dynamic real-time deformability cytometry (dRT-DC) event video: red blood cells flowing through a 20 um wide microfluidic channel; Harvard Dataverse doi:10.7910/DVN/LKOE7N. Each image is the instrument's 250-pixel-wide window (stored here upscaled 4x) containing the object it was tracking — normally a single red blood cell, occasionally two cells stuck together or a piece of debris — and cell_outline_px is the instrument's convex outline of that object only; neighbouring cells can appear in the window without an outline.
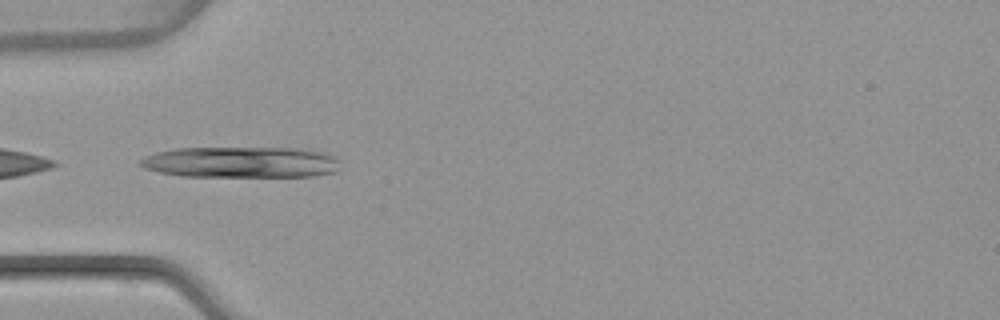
{"species": "common noctule bat (a hibernating species)", "species_latin": "Nyctalus noctula", "temperature_condition": "warm", "stored_images_in_passage": 28, "camera_frame_rate_fps": 3000, "um_per_image_px": 0.085, "animal": {"sex": "female", "body_mass_g": 22.7, "forearm_length_mm": 54.2}, "frame": {"image": 1, "passage_image": 1, "time_ms": 0.0, "image_size_px": [1000, 320], "cell_outline_px": [[340, 160], [336, 172], [316, 176], [180, 176], [160, 172], [144, 168], [140, 164], [140, 160], [144, 156], [156, 152], [176, 148], [296, 148], [336, 156]], "centroid_in_image_um": [20.47, 13.79], "position_along_channel_um": 64.5, "area_um2": 36.07}}
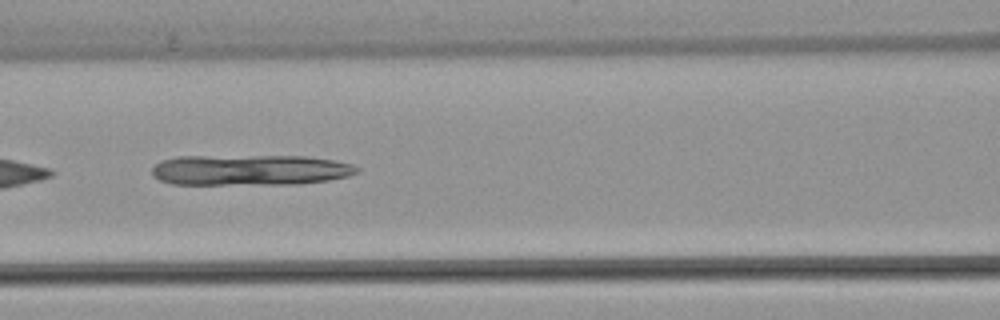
{"frame": {"image": 2, "passage_image": 7, "time_ms": 2.0, "image_size_px": [1000, 320], "cell_outline_px": [[360, 168], [356, 172], [348, 176], [328, 180], [296, 184], [172, 184], [160, 180], [152, 176], [152, 168], [160, 160], [176, 156], [308, 156], [336, 160], [352, 164]], "centroid_in_image_um": [21.24, 14.44], "position_along_channel_um": 145.4, "area_um2": 36.88}}
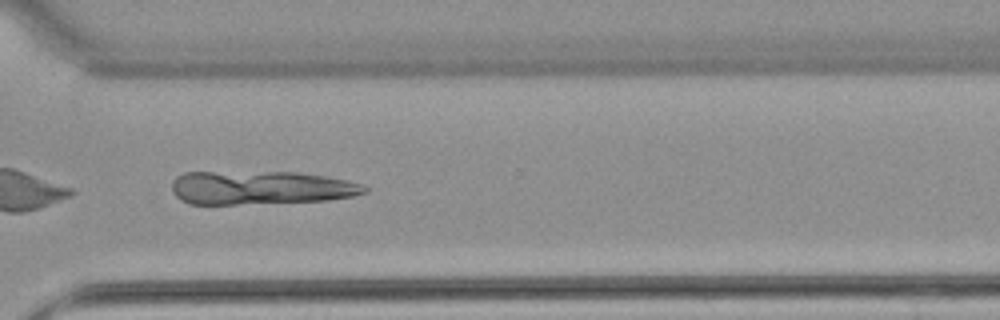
{"frame": {"image": 3, "passage_image": 22, "time_ms": 7.0, "image_size_px": [1000, 320], "cell_outline_px": [[368, 192], [352, 196], [328, 200], [236, 204], [188, 204], [180, 200], [172, 192], [172, 180], [176, 176], [184, 172], [296, 172], [324, 176], [344, 180], [360, 184], [368, 188]], "centroid_in_image_um": [22.09, 15.95], "position_along_channel_um": 348.5, "area_um2": 37.69}}